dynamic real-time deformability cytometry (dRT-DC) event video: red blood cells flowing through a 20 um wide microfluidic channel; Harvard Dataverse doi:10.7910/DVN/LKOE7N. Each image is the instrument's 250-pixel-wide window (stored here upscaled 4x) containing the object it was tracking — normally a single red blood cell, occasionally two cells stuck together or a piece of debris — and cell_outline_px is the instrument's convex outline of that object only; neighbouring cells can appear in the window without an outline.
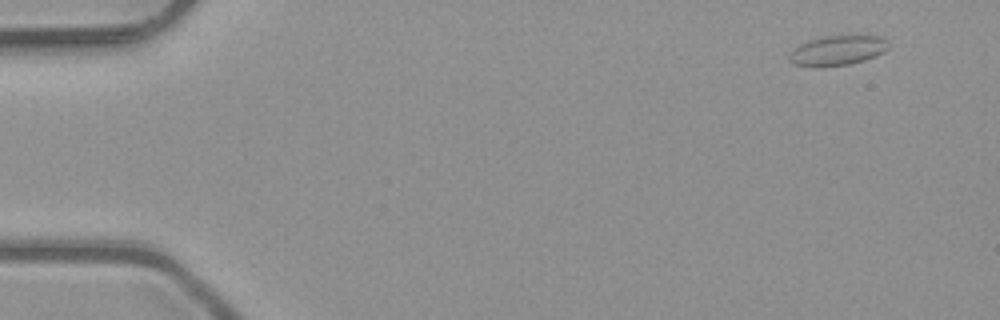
{"species": "common noctule bat (a hibernating species)", "species_latin": "Nyctalus noctula", "temperature_condition": "room temperature", "stored_images_in_passage": 6, "camera_frame_rate_fps": 3000, "um_per_image_px": 0.085, "animal": {"sex": "male", "body_mass_g": 23.1, "forearm_length_mm": 52.7}, "frame": {"image": 1, "passage_image": 1, "time_ms": 0.0, "image_size_px": [1000, 320], "cell_outline_px": [[888, 48], [884, 52], [876, 56], [864, 60], [848, 64], [820, 68], [812, 68], [796, 64], [788, 60], [788, 56], [800, 44], [808, 40], [824, 36], [880, 36], [888, 40]], "centroid_in_image_um": [71.18, 4.31], "position_along_channel_um": 13.8, "area_um2": 17.34}}
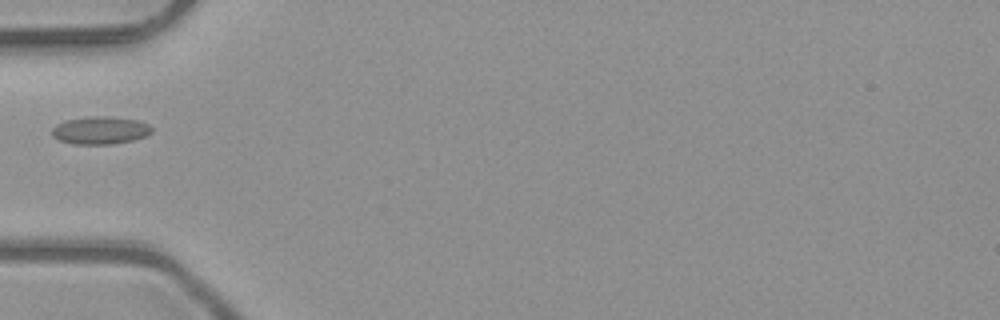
{"frame": {"image": 2, "passage_image": 5, "time_ms": 1.333, "image_size_px": [1000, 320], "cell_outline_px": [[152, 132], [144, 136], [132, 140], [112, 144], [72, 144], [60, 140], [52, 136], [52, 128], [56, 124], [64, 120], [84, 116], [108, 116], [140, 120], [148, 124], [152, 128]], "centroid_in_image_um": [8.5, 11.06], "position_along_channel_um": 76.5, "area_um2": 16.3}}
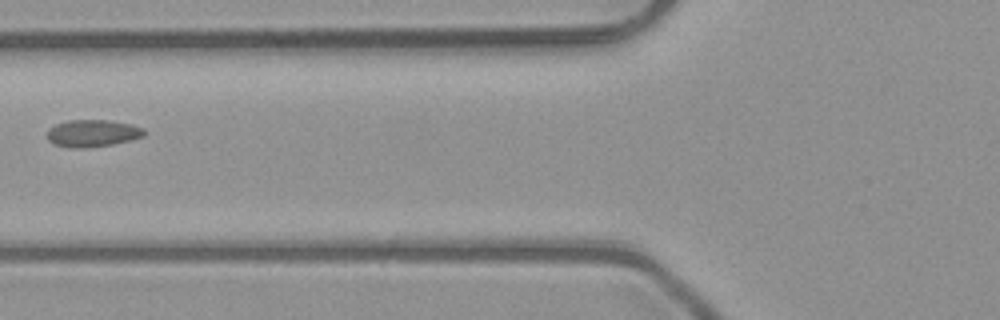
{"frame": {"image": 3, "passage_image": 6, "time_ms": 1.667, "image_size_px": [1000, 320], "cell_outline_px": [[148, 132], [144, 136], [112, 144], [88, 148], [72, 148], [52, 144], [48, 140], [48, 128], [56, 124], [68, 120], [108, 120], [132, 124], [144, 128]], "centroid_in_image_um": [7.87, 11.32], "position_along_channel_um": 117.9, "area_um2": 15.49}}